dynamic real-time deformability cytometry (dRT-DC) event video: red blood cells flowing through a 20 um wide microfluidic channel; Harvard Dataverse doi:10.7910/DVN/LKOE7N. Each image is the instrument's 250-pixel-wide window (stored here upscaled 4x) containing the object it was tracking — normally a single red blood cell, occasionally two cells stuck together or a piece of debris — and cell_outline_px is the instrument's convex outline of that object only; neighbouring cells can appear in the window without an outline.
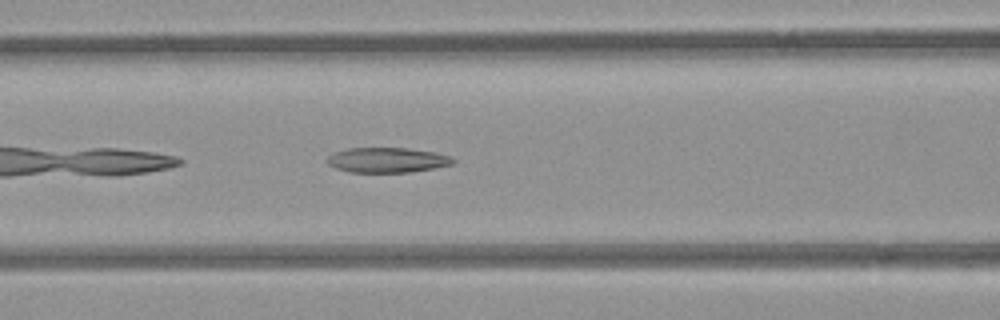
{"species": "common noctule bat (a hibernating species)", "species_latin": "Nyctalus noctula", "temperature_condition": "room temperature", "stored_images_in_passage": 38, "camera_frame_rate_fps": 3000, "um_per_image_px": 0.085, "animal": {"sex": "female", "body_mass_g": 21.9}, "frame": {"image": 1, "passage_image": 7, "time_ms": 2.0, "image_size_px": [1000, 320], "cell_outline_px": [[456, 160], [452, 164], [432, 168], [408, 172], [348, 172], [336, 168], [328, 164], [328, 156], [336, 152], [348, 148], [408, 148], [432, 152], [448, 156]], "centroid_in_image_um": [32.88, 13.6], "position_along_channel_um": 133.7, "area_um2": 18.03}}
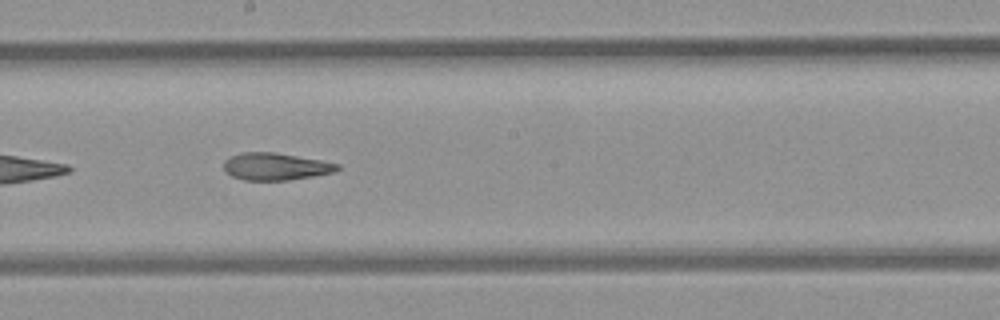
{"frame": {"image": 2, "passage_image": 14, "time_ms": 4.333, "image_size_px": [1000, 320], "cell_outline_px": [[340, 168], [336, 172], [288, 180], [244, 180], [232, 176], [224, 172], [224, 160], [240, 152], [272, 152], [320, 160], [340, 164]], "centroid_in_image_um": [23.41, 14.16], "position_along_channel_um": 224.8, "area_um2": 17.98}}
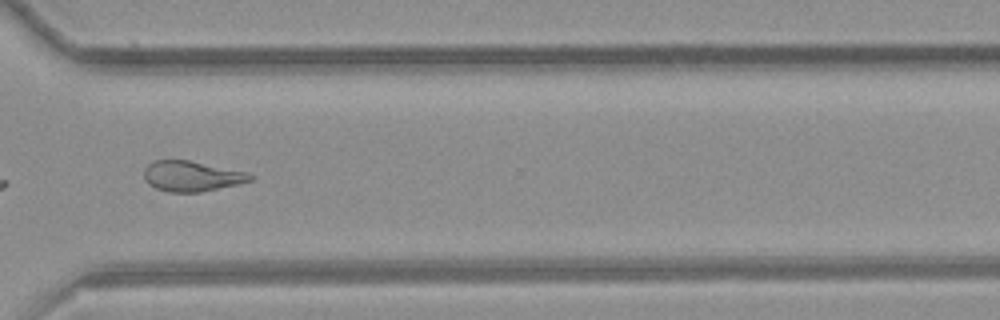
{"frame": {"image": 3, "passage_image": 24, "time_ms": 7.667, "image_size_px": [1000, 320], "cell_outline_px": [[256, 176], [252, 180], [236, 184], [200, 192], [168, 192], [156, 188], [148, 184], [144, 180], [144, 168], [152, 160], [188, 160], [248, 172]], "centroid_in_image_um": [16.27, 14.97], "position_along_channel_um": 354.3, "area_um2": 18.84}, "authors_computed_cell_mechanics": {"area_um2": 19.0162, "velocity_mm_per_s": 3.8946, "shape_relaxation_time_tau1_ms": null, "shape_relaxation_time_tau2_ms": 4.4567, "deformation_change_tau1": null, "deformation_change_tau2": 0.1463}}